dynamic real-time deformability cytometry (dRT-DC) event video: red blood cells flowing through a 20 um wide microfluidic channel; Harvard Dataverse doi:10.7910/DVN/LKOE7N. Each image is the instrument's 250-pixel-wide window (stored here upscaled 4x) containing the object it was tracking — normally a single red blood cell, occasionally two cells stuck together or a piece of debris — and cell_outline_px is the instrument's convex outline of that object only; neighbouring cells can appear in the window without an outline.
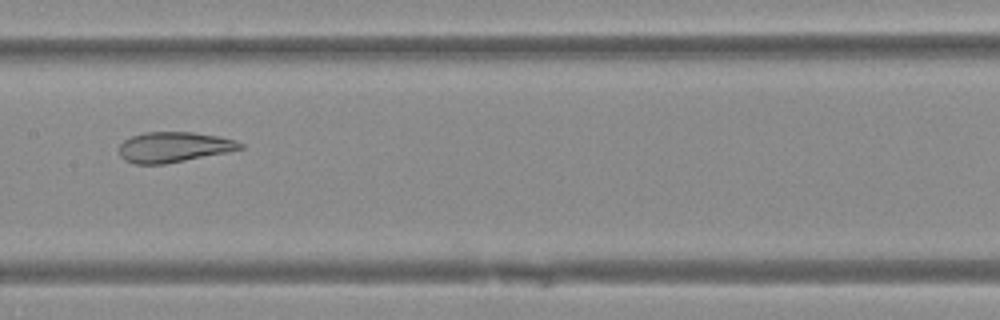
{"species": "Egyptian fruit bat (a non-hibernating species)", "species_latin": "Rousettus aegyptiacus", "temperature_condition": "warm", "stored_images_in_passage": 30, "camera_frame_rate_fps": 3000, "um_per_image_px": 0.085, "animal": {"sex": "female"}, "frame": {"image": 1, "passage_image": 14, "time_ms": 4.333, "image_size_px": [1000, 320], "cell_outline_px": [[244, 148], [228, 152], [164, 164], [132, 164], [124, 160], [120, 156], [120, 144], [124, 140], [132, 136], [144, 132], [192, 132], [216, 136], [236, 140], [244, 144]], "centroid_in_image_um": [14.77, 12.5], "position_along_channel_um": 192.6, "area_um2": 21.39}}
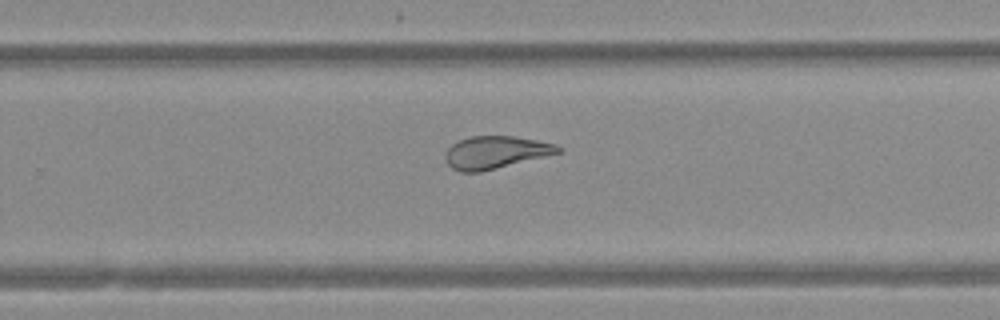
{"frame": {"image": 2, "passage_image": 21, "time_ms": 6.667, "image_size_px": [1000, 320], "cell_outline_px": [[564, 148], [560, 152], [480, 172], [460, 172], [452, 168], [448, 164], [444, 156], [448, 148], [452, 144], [460, 140], [472, 136], [512, 136], [536, 140], [556, 144]], "centroid_in_image_um": [42.1, 12.94], "position_along_channel_um": 287.7, "area_um2": 21.1}}
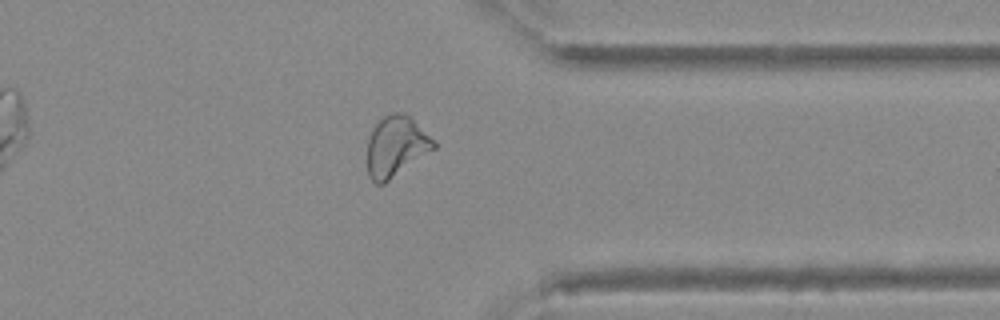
{"frame": {"image": 3, "passage_image": 28, "time_ms": 9.0, "image_size_px": [1000, 320], "cell_outline_px": [[436, 148], [384, 184], [376, 184], [368, 176], [368, 136], [372, 128], [384, 116], [392, 112], [404, 112], [436, 140]], "centroid_in_image_um": [33.67, 12.44], "position_along_channel_um": 377.7, "area_um2": 23.58}}